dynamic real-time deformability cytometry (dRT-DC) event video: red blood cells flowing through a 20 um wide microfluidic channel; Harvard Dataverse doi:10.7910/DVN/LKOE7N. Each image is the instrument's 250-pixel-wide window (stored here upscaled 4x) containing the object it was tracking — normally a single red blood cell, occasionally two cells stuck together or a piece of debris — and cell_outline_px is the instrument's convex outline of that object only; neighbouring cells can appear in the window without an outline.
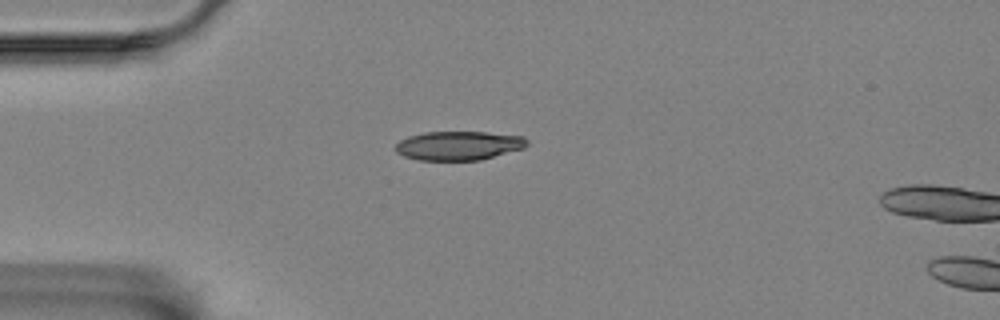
{"species": "Egyptian fruit bat (a non-hibernating species)", "species_latin": "Rousettus aegyptiacus", "temperature_condition": "room temperature", "stored_images_in_passage": 3, "camera_frame_rate_fps": 3000, "um_per_image_px": 0.085, "animal": {"sex": "female"}, "frame": {"image": 1, "passage_image": 1, "time_ms": 0.0, "image_size_px": [1000, 320], "cell_outline_px": [[528, 144], [524, 148], [480, 160], [420, 160], [404, 156], [396, 152], [392, 148], [400, 140], [408, 136], [424, 132], [484, 132], [524, 136], [528, 140]], "centroid_in_image_um": [38.97, 12.37], "position_along_channel_um": 46.0, "area_um2": 22.31}}